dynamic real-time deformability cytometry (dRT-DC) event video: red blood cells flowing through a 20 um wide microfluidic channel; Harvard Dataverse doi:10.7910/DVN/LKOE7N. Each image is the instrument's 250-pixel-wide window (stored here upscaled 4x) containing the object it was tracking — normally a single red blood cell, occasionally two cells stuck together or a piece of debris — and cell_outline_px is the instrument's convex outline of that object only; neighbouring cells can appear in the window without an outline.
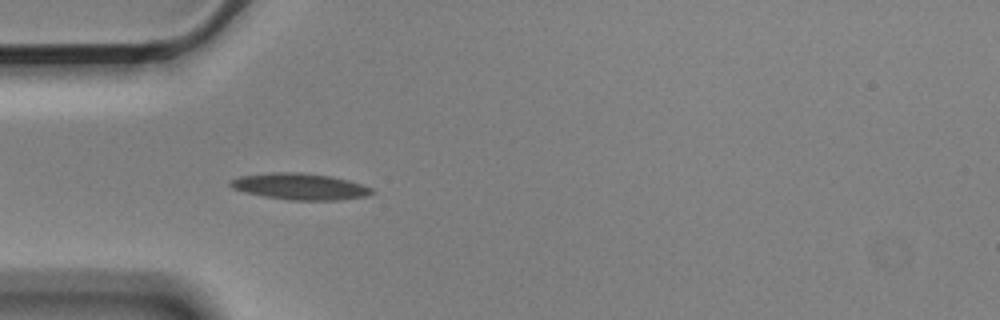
{"species": "Egyptian fruit bat (a non-hibernating species)", "species_latin": "Rousettus aegyptiacus", "temperature_condition": "cold", "stored_images_in_passage": 13, "camera_frame_rate_fps": 3000, "um_per_image_px": 0.085, "animal": {"sex": "male"}, "frame": {"image": 1, "passage_image": 6, "time_ms": 1.667, "image_size_px": [1000, 320], "cell_outline_px": [[376, 192], [368, 196], [340, 200], [288, 200], [264, 196], [244, 192], [232, 188], [228, 184], [228, 180], [240, 176], [268, 172], [300, 172], [332, 176], [348, 180], [372, 188]], "centroid_in_image_um": [25.48, 15.85], "position_along_channel_um": 59.5, "area_um2": 22.02}}
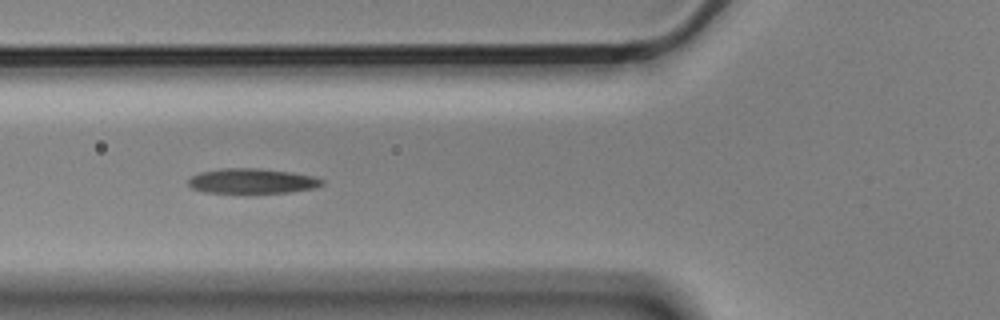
{"frame": {"image": 2, "passage_image": 10, "time_ms": 3.0, "image_size_px": [1000, 320], "cell_outline_px": [[324, 184], [316, 188], [288, 192], [204, 192], [192, 188], [188, 184], [188, 180], [192, 176], [200, 172], [224, 168], [260, 168], [288, 172], [312, 176], [324, 180]], "centroid_in_image_um": [21.43, 15.38], "position_along_channel_um": 104.4, "area_um2": 19.19}}